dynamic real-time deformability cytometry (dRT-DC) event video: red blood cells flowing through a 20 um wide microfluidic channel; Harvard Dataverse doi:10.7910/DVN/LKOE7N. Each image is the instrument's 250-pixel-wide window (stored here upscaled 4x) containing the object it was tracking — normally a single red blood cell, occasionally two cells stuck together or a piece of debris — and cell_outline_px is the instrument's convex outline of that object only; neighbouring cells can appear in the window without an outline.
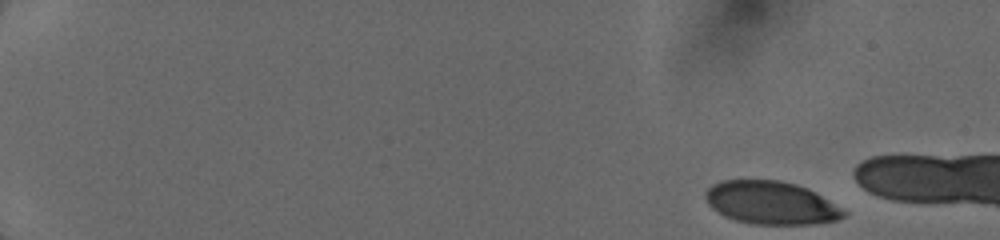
{"species": "human", "species_latin": "Homo sapiens", "temperature_condition": "cold", "stored_images_in_passage": 18, "camera_frame_rate_fps": 3000, "um_per_image_px": 0.085, "donor": {"sex": "female"}, "frame": {"image": 1, "passage_image": 1, "time_ms": 0.0, "image_size_px": [1000, 240], "cell_outline_px": [[848, 212], [844, 216], [836, 220], [812, 224], [752, 224], [736, 220], [724, 216], [712, 208], [708, 204], [704, 196], [704, 192], [712, 184], [720, 180], [780, 180], [796, 184], [808, 188]], "centroid_in_image_um": [65.5, 17.23], "position_along_channel_um": 19.5, "area_um2": 34.68}}